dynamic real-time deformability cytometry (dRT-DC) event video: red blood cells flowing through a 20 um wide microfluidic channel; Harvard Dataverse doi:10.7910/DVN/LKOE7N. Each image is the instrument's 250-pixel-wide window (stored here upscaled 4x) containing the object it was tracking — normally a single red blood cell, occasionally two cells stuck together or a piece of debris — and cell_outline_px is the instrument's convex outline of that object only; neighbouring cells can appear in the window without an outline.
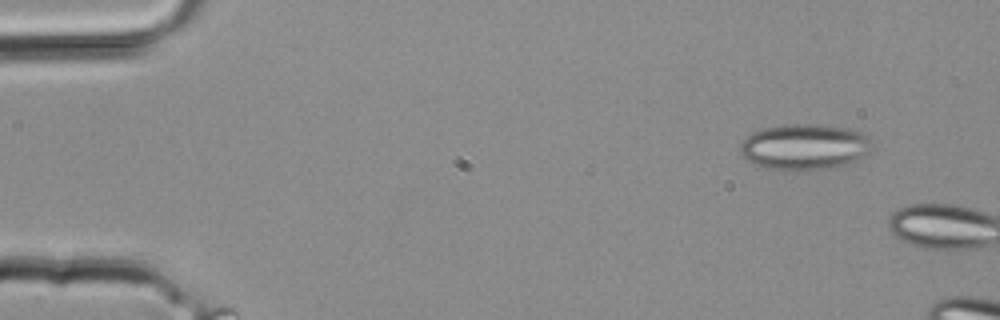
{"species": "common noctule bat (a hibernating species)", "species_latin": "Nyctalus noctula", "temperature_condition": "room temperature", "stored_images_in_passage": 3, "camera_frame_rate_fps": 3000, "um_per_image_px": 0.085, "animal": {"sex": "male", "body_mass_g": 20.4}, "frame": {"image": 1, "passage_image": 2, "time_ms": 0.333, "image_size_px": [1000, 320], "cell_outline_px": [[872, 148], [868, 152], [848, 164], [828, 168], [796, 172], [784, 172], [764, 168], [748, 160], [740, 152], [740, 144], [752, 132], [764, 128], [788, 124], [816, 124], [848, 128], [860, 132], [868, 136], [872, 144]], "centroid_in_image_um": [68.37, 12.51], "position_along_channel_um": 16.6, "area_um2": 35.55}}